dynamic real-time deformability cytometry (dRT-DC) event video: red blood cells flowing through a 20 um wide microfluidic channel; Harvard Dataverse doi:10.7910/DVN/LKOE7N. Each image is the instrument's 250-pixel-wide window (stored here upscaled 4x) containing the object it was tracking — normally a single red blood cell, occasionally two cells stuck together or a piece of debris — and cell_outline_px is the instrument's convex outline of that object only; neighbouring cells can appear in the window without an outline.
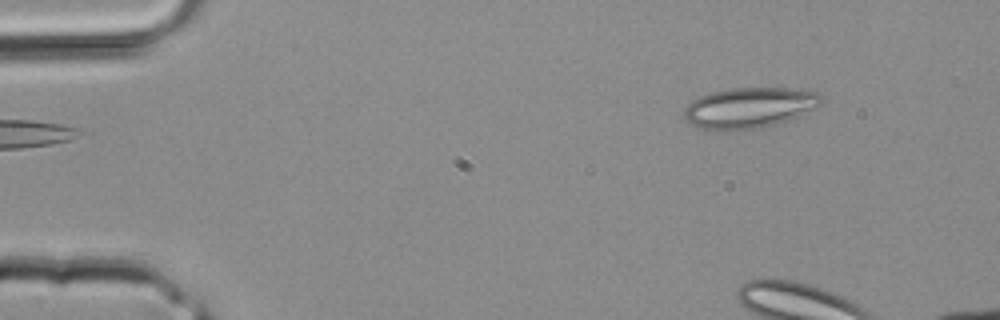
{"species": "common noctule bat (a hibernating species)", "species_latin": "Nyctalus noctula", "temperature_condition": "room temperature", "stored_images_in_passage": 4, "camera_frame_rate_fps": 3000, "um_per_image_px": 0.085, "animal": {"sex": "male", "body_mass_g": 20.4}, "frame": {"image": 1, "passage_image": 1, "time_ms": 0.0, "image_size_px": [1000, 320], "cell_outline_px": [[824, 100], [816, 108], [788, 120], [776, 124], [760, 128], [704, 128], [692, 124], [684, 116], [684, 108], [692, 100], [700, 96], [712, 92], [728, 88], [788, 88], [816, 92], [824, 96]], "centroid_in_image_um": [63.75, 9.12], "position_along_channel_um": 21.2, "area_um2": 31.85}}